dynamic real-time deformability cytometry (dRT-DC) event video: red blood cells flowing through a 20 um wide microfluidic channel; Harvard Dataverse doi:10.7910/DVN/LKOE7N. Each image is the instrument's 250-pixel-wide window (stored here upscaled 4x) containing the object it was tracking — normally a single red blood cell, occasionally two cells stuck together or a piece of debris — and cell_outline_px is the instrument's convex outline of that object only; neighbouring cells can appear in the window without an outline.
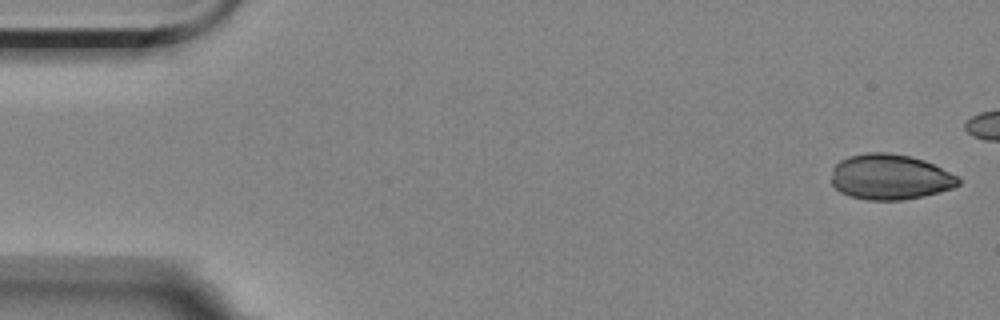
{"species": "Egyptian fruit bat (a non-hibernating species)", "species_latin": "Rousettus aegyptiacus", "temperature_condition": "room temperature", "stored_images_in_passage": 3, "camera_frame_rate_fps": 3000, "um_per_image_px": 0.085, "animal": {"sex": "female"}, "frame": {"image": 1, "passage_image": 1, "time_ms": 0.0, "image_size_px": [1000, 320], "cell_outline_px": [[960, 184], [952, 188], [940, 192], [924, 196], [904, 200], [868, 200], [848, 196], [840, 192], [832, 184], [832, 168], [840, 160], [848, 156], [868, 152], [888, 152], [908, 156], [924, 160], [960, 176]], "centroid_in_image_um": [75.66, 15.04], "position_along_channel_um": 9.3, "area_um2": 33.93}}